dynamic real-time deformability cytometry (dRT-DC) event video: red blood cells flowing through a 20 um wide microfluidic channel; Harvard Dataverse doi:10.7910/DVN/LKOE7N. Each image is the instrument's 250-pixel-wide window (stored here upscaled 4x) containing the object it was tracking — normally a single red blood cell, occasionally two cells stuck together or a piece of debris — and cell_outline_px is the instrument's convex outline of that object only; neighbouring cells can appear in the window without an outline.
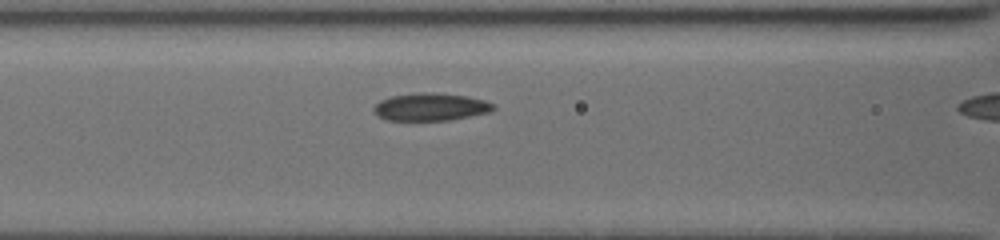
{"species": "common noctule bat (a hibernating species)", "species_latin": "Nyctalus noctula", "temperature_condition": "cold", "stored_images_in_passage": 7, "camera_frame_rate_fps": 3000, "um_per_image_px": 0.085, "animal": {"sex": "female", "body_mass_g": 19.5, "forearm_length_mm": 54.1}, "frame": {"image": 1, "passage_image": 6, "time_ms": 3.0, "image_size_px": [1000, 240], "cell_outline_px": [[496, 108], [492, 112], [448, 120], [388, 120], [380, 116], [372, 108], [380, 100], [392, 96], [420, 92], [432, 92], [468, 96], [484, 100], [492, 104]], "centroid_in_image_um": [36.64, 9.08], "position_along_channel_um": 130.0, "area_um2": 19.13}}